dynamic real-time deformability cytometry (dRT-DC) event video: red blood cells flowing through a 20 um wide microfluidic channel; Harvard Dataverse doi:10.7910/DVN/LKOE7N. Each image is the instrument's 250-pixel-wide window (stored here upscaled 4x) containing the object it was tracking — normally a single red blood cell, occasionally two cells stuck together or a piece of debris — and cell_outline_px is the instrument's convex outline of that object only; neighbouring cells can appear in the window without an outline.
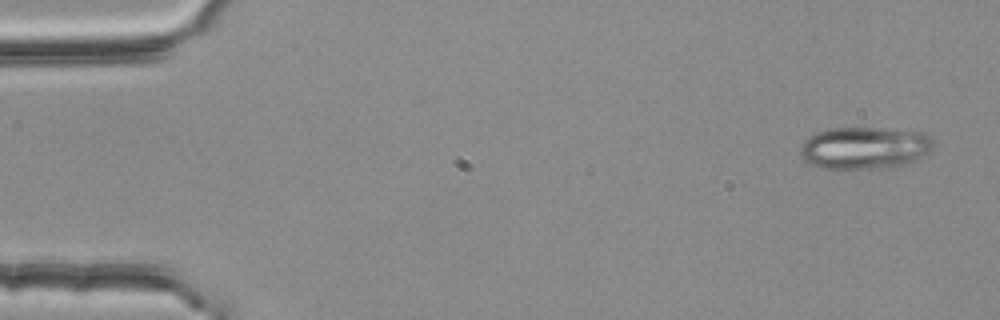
{"species": "common noctule bat (a hibernating species)", "species_latin": "Nyctalus noctula", "temperature_condition": "room temperature", "stored_images_in_passage": 3, "camera_frame_rate_fps": 3000, "um_per_image_px": 0.085, "animal": {"sex": "female", "body_mass_g": 25.1}, "frame": {"image": 1, "passage_image": 1, "time_ms": 0.0, "image_size_px": [1000, 320], "cell_outline_px": [[932, 148], [928, 152], [916, 160], [896, 168], [840, 172], [820, 168], [804, 160], [800, 152], [800, 144], [808, 136], [816, 132], [828, 128], [876, 128], [924, 132], [932, 140]], "centroid_in_image_um": [73.43, 12.63], "position_along_channel_um": 11.6, "area_um2": 33.93}}